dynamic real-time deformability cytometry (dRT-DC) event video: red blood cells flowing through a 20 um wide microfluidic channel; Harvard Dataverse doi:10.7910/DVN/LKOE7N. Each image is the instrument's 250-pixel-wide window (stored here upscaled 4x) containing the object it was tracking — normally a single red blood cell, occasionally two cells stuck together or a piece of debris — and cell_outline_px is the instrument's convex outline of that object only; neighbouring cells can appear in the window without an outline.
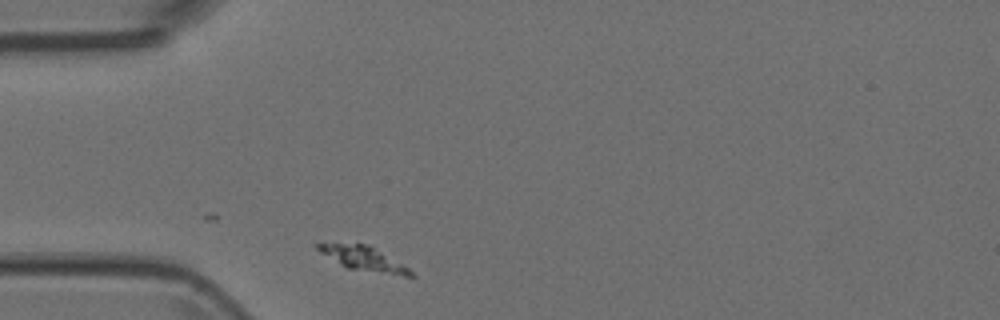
{"species": "Egyptian fruit bat (a non-hibernating species)", "species_latin": "Rousettus aegyptiacus", "temperature_condition": "room temperature", "stored_images_in_passage": 1, "camera_frame_rate_fps": 3000, "um_per_image_px": 0.085, "animal": {"sex": "female"}, "frame": {"image": 1, "passage_image": 1, "time_ms": 0.0, "image_size_px": [1000, 320], "cell_outline_px": [[416, 276], [404, 276], [348, 268], [340, 264], [320, 252], [312, 244], [368, 244], [408, 268]], "centroid_in_image_um": [30.89, 21.98], "position_along_channel_um": 54.1, "area_um2": 12.54}}